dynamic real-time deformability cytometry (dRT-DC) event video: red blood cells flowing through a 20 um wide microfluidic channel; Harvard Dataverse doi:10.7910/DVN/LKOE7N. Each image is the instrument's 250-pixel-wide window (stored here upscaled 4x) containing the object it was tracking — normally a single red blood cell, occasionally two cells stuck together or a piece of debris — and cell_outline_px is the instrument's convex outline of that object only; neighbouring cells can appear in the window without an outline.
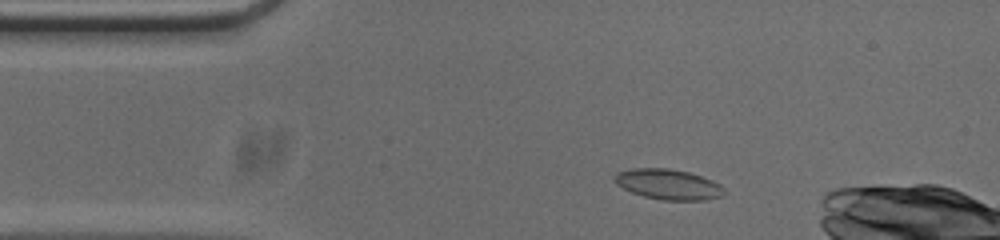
{"species": "common noctule bat (a hibernating species)", "species_latin": "Nyctalus noctula", "temperature_condition": "cold", "stored_images_in_passage": 50, "camera_frame_rate_fps": 3000, "um_per_image_px": 0.085, "animal": {"sex": "male", "body_mass_g": 20.0, "forearm_length_mm": 53.3}, "frame": {"image": 1, "passage_image": 6, "time_ms": 1.667, "image_size_px": [1000, 240], "cell_outline_px": [[724, 196], [704, 200], [660, 200], [644, 196], [632, 192], [616, 184], [612, 180], [616, 172], [632, 168], [668, 168], [688, 172], [712, 180], [720, 184], [724, 188]], "centroid_in_image_um": [56.79, 15.67], "position_along_channel_um": 28.2, "area_um2": 19.48}}
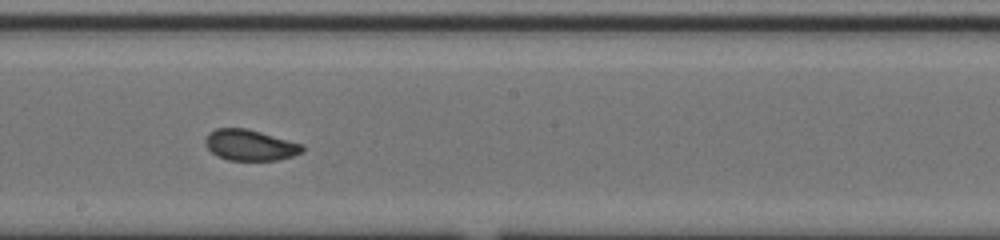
{"frame": {"image": 2, "passage_image": 25, "time_ms": 8.0, "image_size_px": [1000, 240], "cell_outline_px": [[304, 148], [300, 152], [292, 156], [276, 160], [228, 160], [216, 156], [204, 144], [204, 140], [208, 132], [216, 128], [244, 128], [260, 132], [304, 144]], "centroid_in_image_um": [21.21, 12.33], "position_along_channel_um": 227.0, "area_um2": 17.46}}
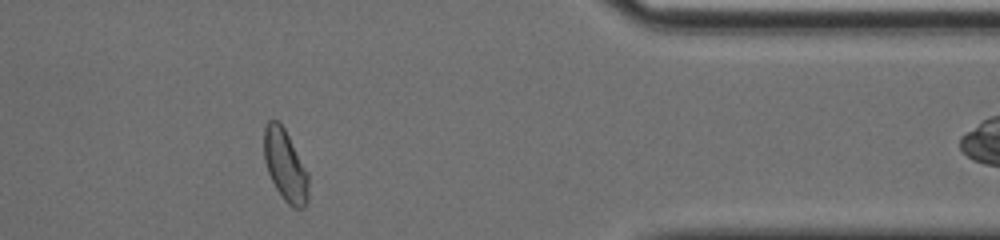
{"frame": {"image": 3, "passage_image": 40, "time_ms": 13.0, "image_size_px": [1000, 240], "cell_outline_px": [[308, 200], [304, 208], [292, 208], [284, 200], [276, 188], [268, 172], [264, 160], [264, 128], [268, 120], [276, 120], [284, 128], [308, 172]], "centroid_in_image_um": [24.25, 14.09], "position_along_channel_um": 387.2, "area_um2": 18.44}, "authors_computed_cell_mechanics": {"area_um2": 18.207, "velocity_mm_per_s": 3.7755, "shape_relaxation_time_tau1_ms": null, "shape_relaxation_time_tau2_ms": 1.3869, "deformation_change_tau1": null, "deformation_change_tau2": 0.0364}}